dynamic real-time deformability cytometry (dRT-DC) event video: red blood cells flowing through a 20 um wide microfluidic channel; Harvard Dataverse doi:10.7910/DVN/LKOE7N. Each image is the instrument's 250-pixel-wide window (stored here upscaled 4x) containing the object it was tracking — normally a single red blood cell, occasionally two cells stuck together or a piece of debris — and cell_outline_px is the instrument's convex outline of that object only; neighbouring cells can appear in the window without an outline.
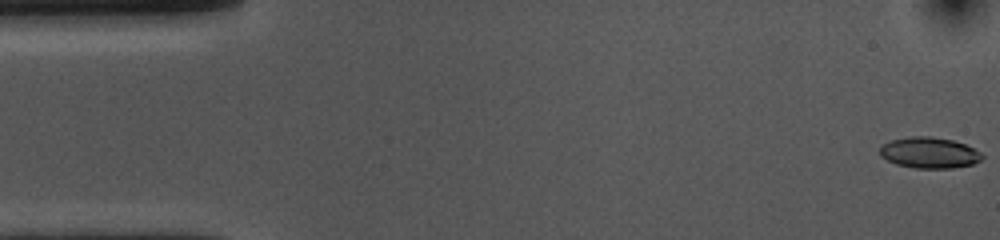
{"species": "common noctule bat (a hibernating species)", "species_latin": "Nyctalus noctula", "temperature_condition": "cold", "stored_images_in_passage": 54, "camera_frame_rate_fps": 3000, "um_per_image_px": 0.085, "animal": {"sex": "female", "body_mass_g": 10.0, "forearm_length_mm": 53.1}, "frame": {"image": 1, "passage_image": 1, "time_ms": 0.0, "image_size_px": [1000, 240], "cell_outline_px": [[984, 156], [980, 160], [972, 164], [952, 168], [916, 168], [896, 164], [880, 156], [880, 148], [884, 144], [892, 140], [912, 136], [932, 136], [952, 140], [964, 144], [980, 152]], "centroid_in_image_um": [78.99, 12.98], "position_along_channel_um": 6.0, "area_um2": 18.26}}
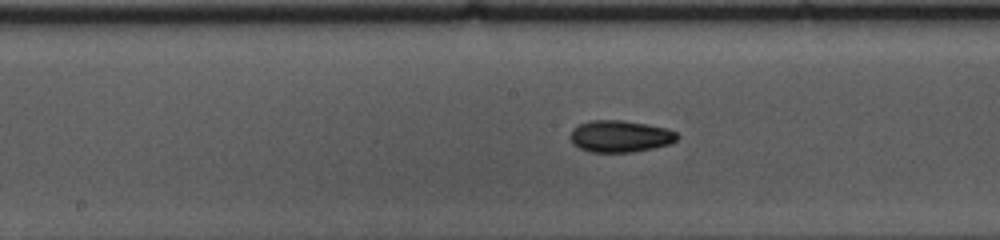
{"frame": {"image": 2, "passage_image": 26, "time_ms": 8.333, "image_size_px": [1000, 240], "cell_outline_px": [[680, 136], [672, 144], [632, 152], [592, 152], [580, 148], [572, 144], [568, 136], [572, 128], [588, 120], [624, 120], [648, 124], [664, 128], [676, 132]], "centroid_in_image_um": [52.68, 11.58], "position_along_channel_um": 195.5, "area_um2": 20.06}}
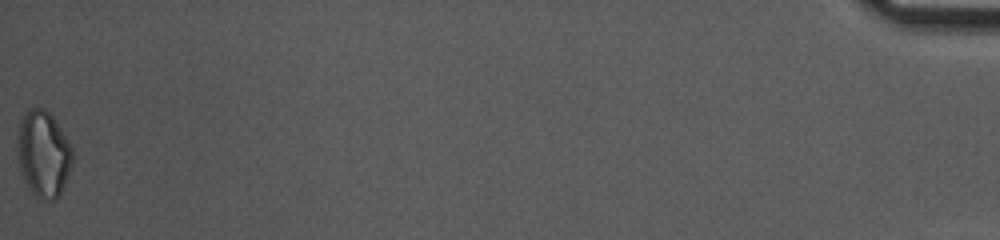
{"frame": {"image": 3, "passage_image": 54, "time_ms": 17.667, "image_size_px": [1000, 240], "cell_outline_px": [[72, 164], [68, 176], [60, 196], [56, 200], [40, 200], [32, 192], [24, 180], [20, 172], [16, 152], [20, 116], [28, 108], [44, 108], [52, 116], [68, 140], [72, 148]], "centroid_in_image_um": [3.66, 13.09], "position_along_channel_um": 431.5, "area_um2": 28.09}, "authors_computed_cell_mechanics": {"area_um2": 19.363, "velocity_mm_per_s": 3.6832, "shape_relaxation_time_tau1_ms": 5.5268, "shape_relaxation_time_tau2_ms": 6.7632, "deformation_change_tau1": 0.125, "deformation_change_tau2": 0.1195}}